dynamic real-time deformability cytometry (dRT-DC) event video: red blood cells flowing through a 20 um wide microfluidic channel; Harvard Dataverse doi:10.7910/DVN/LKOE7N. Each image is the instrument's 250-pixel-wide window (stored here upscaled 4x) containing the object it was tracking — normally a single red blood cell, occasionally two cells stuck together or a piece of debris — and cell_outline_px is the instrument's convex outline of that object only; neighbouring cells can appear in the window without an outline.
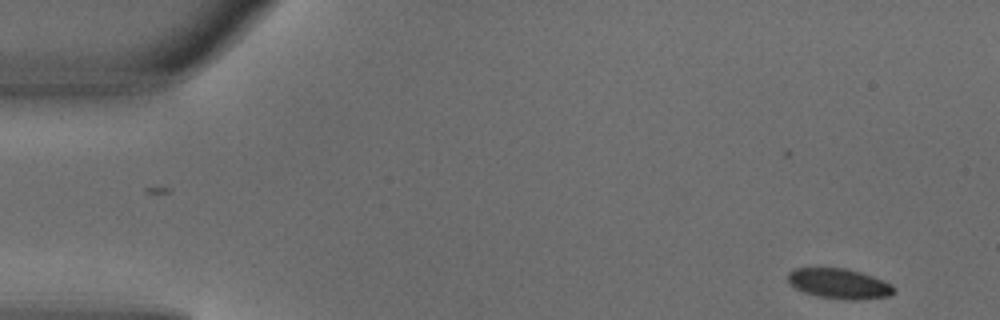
{"species": "common noctule bat (a hibernating species)", "species_latin": "Nyctalus noctula", "temperature_condition": "warm", "stored_images_in_passage": 3, "segment_of_instrument_passage": [1, 2], "camera_frame_rate_fps": 3000, "um_per_image_px": 0.085, "animal": {"sex": "male", "body_mass_g": 18.8}, "frame": {"image": 1, "passage_image": 1, "time_ms": 0.0, "image_size_px": [1000, 320], "cell_outline_px": [[896, 292], [888, 296], [856, 300], [844, 300], [816, 296], [804, 292], [788, 284], [788, 272], [792, 268], [848, 268], [872, 276], [892, 284], [896, 288]], "centroid_in_image_um": [71.32, 24.11], "position_along_channel_um": 13.7, "area_um2": 18.84}}